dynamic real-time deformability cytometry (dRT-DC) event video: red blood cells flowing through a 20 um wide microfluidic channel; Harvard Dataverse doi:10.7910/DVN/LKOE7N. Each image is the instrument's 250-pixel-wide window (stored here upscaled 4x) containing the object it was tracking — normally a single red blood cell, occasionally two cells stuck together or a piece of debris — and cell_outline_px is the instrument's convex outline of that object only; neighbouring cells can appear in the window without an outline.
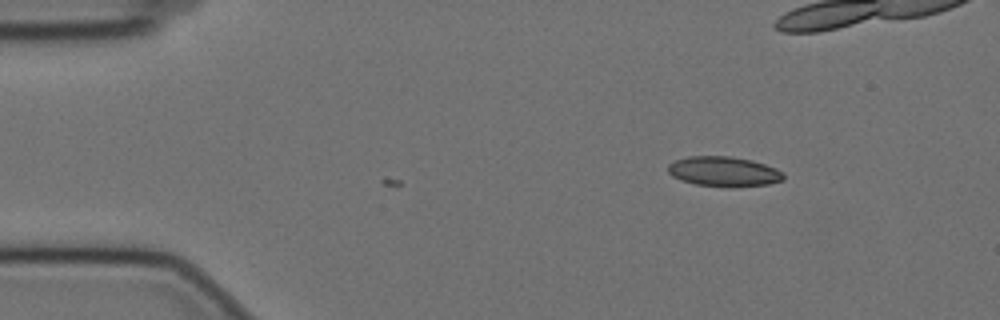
{"species": "Egyptian fruit bat (a non-hibernating species)", "species_latin": "Rousettus aegyptiacus", "temperature_condition": "cold", "stored_images_in_passage": 11, "camera_frame_rate_fps": 3000, "um_per_image_px": 0.085, "animal": {"sex": "female"}, "frame": {"image": 1, "passage_image": 11, "time_ms": 3.333, "image_size_px": [1000, 320], "cell_outline_px": [[784, 180], [768, 184], [732, 188], [728, 188], [696, 184], [680, 180], [672, 176], [668, 172], [668, 164], [676, 160], [688, 156], [732, 156], [752, 160], [776, 168], [784, 172]], "centroid_in_image_um": [61.54, 14.59], "position_along_channel_um": 23.5, "area_um2": 20.46}}